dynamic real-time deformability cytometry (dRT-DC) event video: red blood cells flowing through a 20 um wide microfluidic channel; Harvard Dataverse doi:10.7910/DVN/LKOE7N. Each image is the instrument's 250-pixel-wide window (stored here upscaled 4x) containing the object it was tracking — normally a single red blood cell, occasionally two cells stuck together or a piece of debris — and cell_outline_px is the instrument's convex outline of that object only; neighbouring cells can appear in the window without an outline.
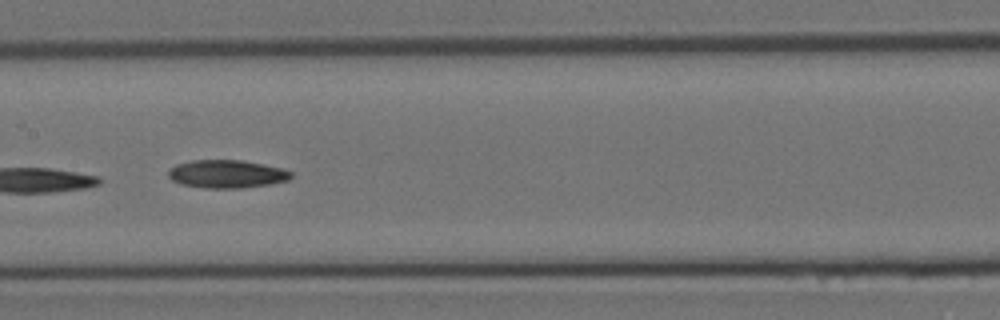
{"species": "Egyptian fruit bat (a non-hibernating species)", "species_latin": "Rousettus aegyptiacus", "temperature_condition": "room temperature", "stored_images_in_passage": 21, "camera_frame_rate_fps": 3000, "um_per_image_px": 0.085, "animal": {"sex": "female"}, "frame": {"image": 1, "passage_image": 10, "time_ms": 3.0, "image_size_px": [1000, 320], "cell_outline_px": [[292, 176], [288, 180], [268, 184], [240, 188], [204, 188], [180, 184], [172, 180], [168, 176], [168, 172], [176, 164], [192, 160], [240, 160], [264, 164], [280, 168], [292, 172]], "centroid_in_image_um": [19.25, 14.79], "position_along_channel_um": 188.1, "area_um2": 19.94}}